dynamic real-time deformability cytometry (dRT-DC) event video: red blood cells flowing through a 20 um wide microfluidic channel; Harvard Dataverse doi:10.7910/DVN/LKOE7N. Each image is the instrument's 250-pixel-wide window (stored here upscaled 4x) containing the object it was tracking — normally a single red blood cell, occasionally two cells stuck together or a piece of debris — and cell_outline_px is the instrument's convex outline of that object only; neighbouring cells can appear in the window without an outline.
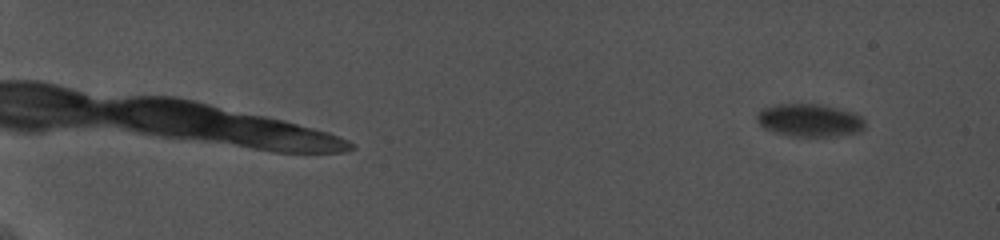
{"species": "common noctule bat (a hibernating species)", "species_latin": "Nyctalus noctula", "temperature_condition": "cold", "stored_images_in_passage": 25, "camera_frame_rate_fps": 5000, "um_per_image_px": 0.085, "animal": {"sex": "female", "body_mass_g": 19.0, "forearm_length_mm": 56.7}, "frame": {"image": 1, "passage_image": 9, "time_ms": 2.2, "image_size_px": [1000, 240], "cell_outline_px": [[864, 128], [860, 132], [836, 136], [796, 136], [776, 132], [764, 128], [756, 120], [756, 116], [764, 108], [776, 104], [820, 104], [852, 112], [860, 116], [864, 120]], "centroid_in_image_um": [68.83, 10.22], "position_along_channel_um": 16.2, "area_um2": 20.4}}